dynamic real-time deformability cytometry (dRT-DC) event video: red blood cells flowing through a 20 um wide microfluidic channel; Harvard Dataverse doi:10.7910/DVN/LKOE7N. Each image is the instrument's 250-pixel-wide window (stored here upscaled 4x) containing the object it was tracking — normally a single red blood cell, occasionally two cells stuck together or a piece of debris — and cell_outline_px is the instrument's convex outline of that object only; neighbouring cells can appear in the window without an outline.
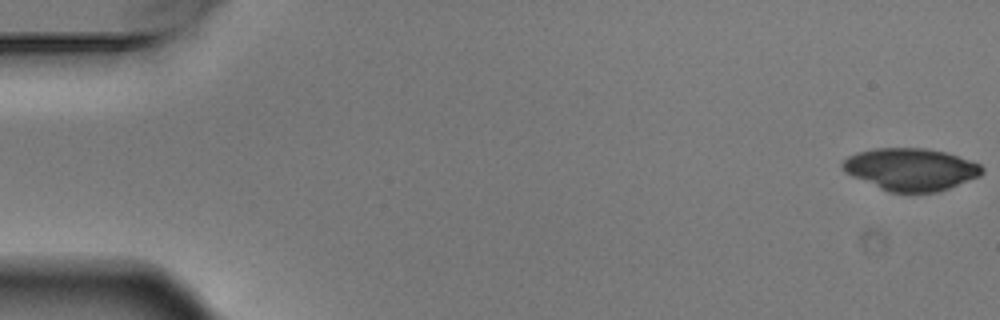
{"species": "Egyptian fruit bat (a non-hibernating species)", "species_latin": "Rousettus aegyptiacus", "temperature_condition": "warm", "stored_images_in_passage": 5, "camera_frame_rate_fps": 3000, "um_per_image_px": 0.085, "animal": {"sex": "male"}, "frame": {"image": 1, "passage_image": 1, "time_ms": 0.0, "image_size_px": [1000, 320], "cell_outline_px": [[984, 172], [980, 176], [948, 188], [936, 192], [888, 192], [852, 176], [844, 172], [840, 168], [840, 164], [848, 156], [856, 152], [876, 148], [924, 148], [944, 152], [972, 160], [980, 164], [984, 168]], "centroid_in_image_um": [77.4, 14.38], "position_along_channel_um": 7.6, "area_um2": 34.45}}